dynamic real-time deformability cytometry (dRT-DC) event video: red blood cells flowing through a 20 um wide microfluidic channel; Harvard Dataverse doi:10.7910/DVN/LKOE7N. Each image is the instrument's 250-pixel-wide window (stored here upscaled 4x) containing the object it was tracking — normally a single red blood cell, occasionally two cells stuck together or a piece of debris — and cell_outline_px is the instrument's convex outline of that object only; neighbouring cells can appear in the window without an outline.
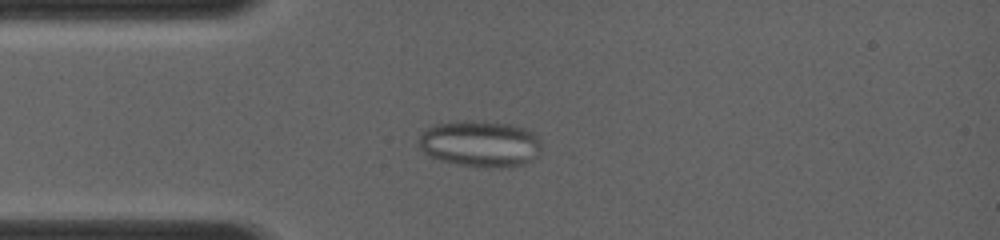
{"species": "common noctule bat (a hibernating species)", "species_latin": "Nyctalus noctula", "temperature_condition": "room temperature", "stored_images_in_passage": 5, "camera_frame_rate_fps": 4000, "um_per_image_px": 0.085, "animal": {"sex": "female", "body_mass_g": 19.0, "forearm_length_mm": 56.7}, "frame": {"image": 1, "passage_image": 1, "time_ms": 0.0, "image_size_px": [1000, 240], "cell_outline_px": [[540, 148], [528, 160], [516, 164], [460, 164], [432, 156], [420, 144], [420, 136], [432, 124], [456, 120], [468, 120], [512, 124], [524, 128], [532, 132], [540, 140]], "centroid_in_image_um": [40.78, 12.11], "position_along_channel_um": 44.2, "area_um2": 31.21}}
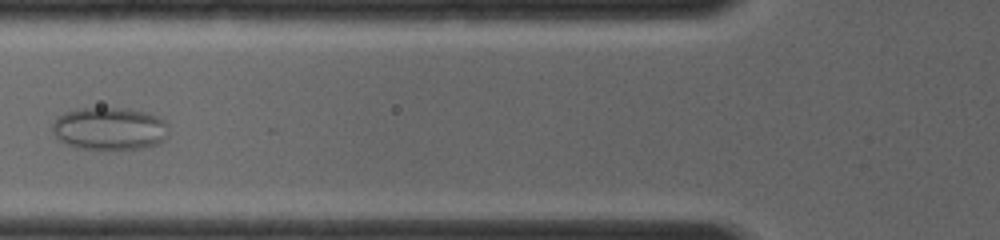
{"frame": {"image": 2, "passage_image": 3, "time_ms": 2.0, "image_size_px": [1000, 240], "cell_outline_px": [[164, 124], [160, 140], [152, 144], [132, 148], [92, 148], [72, 144], [60, 140], [56, 136], [52, 124], [56, 116], [64, 112], [76, 108], [128, 108], [144, 112], [156, 116], [164, 120]], "centroid_in_image_um": [9.19, 10.86], "position_along_channel_um": 116.6, "area_um2": 27.46}}